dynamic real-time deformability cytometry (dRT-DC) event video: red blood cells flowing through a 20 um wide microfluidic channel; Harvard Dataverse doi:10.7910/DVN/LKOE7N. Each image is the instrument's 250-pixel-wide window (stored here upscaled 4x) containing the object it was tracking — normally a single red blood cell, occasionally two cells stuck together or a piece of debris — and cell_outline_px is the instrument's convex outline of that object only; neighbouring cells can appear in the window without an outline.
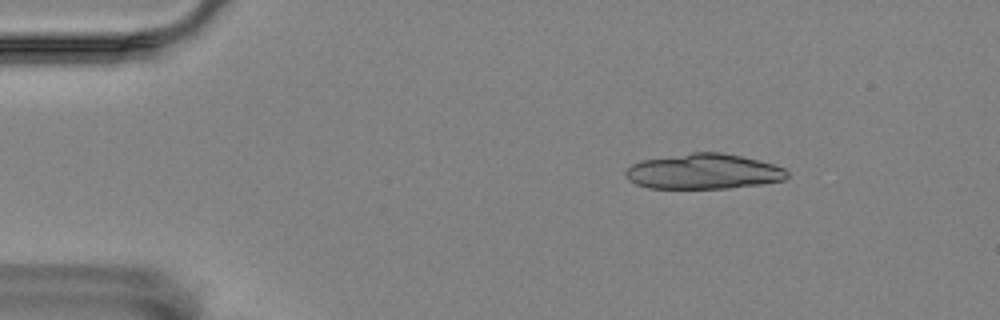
{"species": "Egyptian fruit bat (a non-hibernating species)", "species_latin": "Rousettus aegyptiacus", "temperature_condition": "room temperature", "stored_images_in_passage": 7, "camera_frame_rate_fps": 3000, "um_per_image_px": 0.085, "animal": {"sex": "female"}, "frame": {"image": 1, "passage_image": 3, "time_ms": 0.667, "image_size_px": [1000, 320], "cell_outline_px": [[788, 176], [784, 180], [760, 184], [728, 188], [648, 188], [636, 184], [628, 180], [624, 176], [624, 172], [632, 164], [640, 160], [692, 152], [720, 152], [760, 160], [784, 168], [788, 172]], "centroid_in_image_um": [59.77, 14.57], "position_along_channel_um": 25.2, "area_um2": 33.29}}